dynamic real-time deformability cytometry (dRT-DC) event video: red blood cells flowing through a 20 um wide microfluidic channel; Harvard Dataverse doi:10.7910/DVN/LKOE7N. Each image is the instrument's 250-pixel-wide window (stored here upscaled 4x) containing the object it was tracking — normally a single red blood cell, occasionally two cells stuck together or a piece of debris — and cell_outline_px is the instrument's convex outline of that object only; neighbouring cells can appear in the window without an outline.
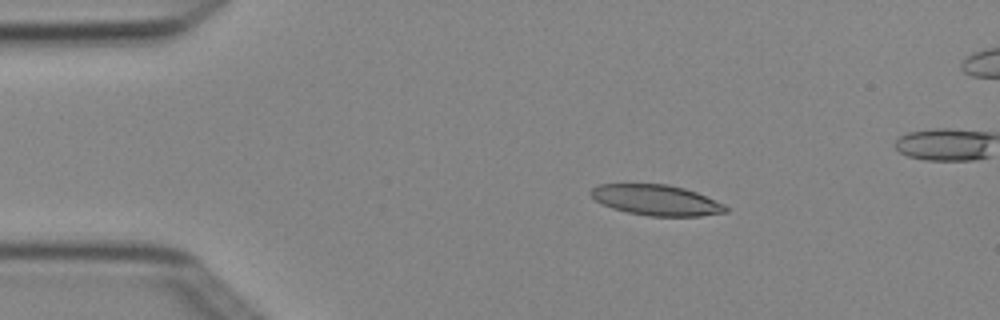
{"species": "Egyptian fruit bat (a non-hibernating species)", "species_latin": "Rousettus aegyptiacus", "temperature_condition": "cold", "stored_images_in_passage": 3, "camera_frame_rate_fps": 3000, "um_per_image_px": 0.085, "animal": {"sex": "female"}, "frame": {"image": 1, "passage_image": 1, "time_ms": 0.0, "image_size_px": [1000, 320], "cell_outline_px": [[728, 212], [700, 216], [648, 216], [628, 212], [612, 208], [596, 200], [588, 192], [596, 184], [668, 184], [684, 188], [696, 192], [724, 204], [728, 208]], "centroid_in_image_um": [55.79, 17.0], "position_along_channel_um": 29.2, "area_um2": 23.99}}